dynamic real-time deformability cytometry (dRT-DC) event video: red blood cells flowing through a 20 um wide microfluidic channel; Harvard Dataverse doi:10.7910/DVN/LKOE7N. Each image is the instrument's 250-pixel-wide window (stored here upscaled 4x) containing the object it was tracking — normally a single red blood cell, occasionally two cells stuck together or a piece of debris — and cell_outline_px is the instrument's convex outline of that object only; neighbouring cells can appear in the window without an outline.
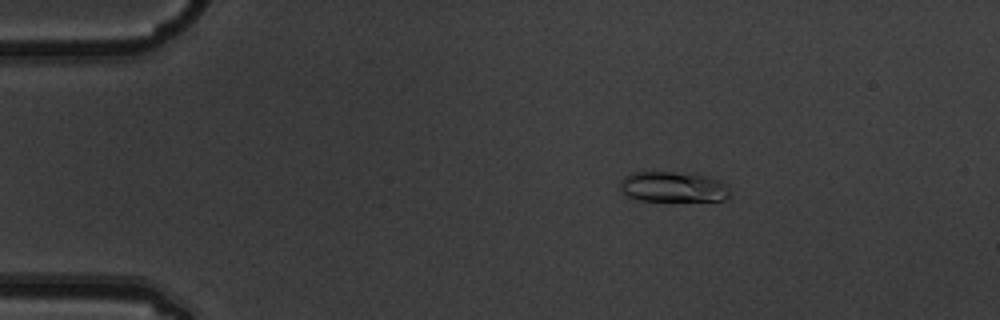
{"species": "common noctule bat (a hibernating species)", "species_latin": "Nyctalus noctula", "temperature_condition": "warm", "stored_images_in_passage": 5, "camera_frame_rate_fps": 3000, "um_per_image_px": 0.085, "animal": {"sex": "male", "body_mass_g": 19.5, "forearm_length_mm": 54.6}, "frame": {"image": 1, "passage_image": 3, "time_ms": 0.667, "image_size_px": [1000, 320], "cell_outline_px": [[728, 196], [724, 200], [632, 200], [624, 196], [620, 192], [620, 180], [624, 176], [632, 172], [676, 172], [708, 176], [720, 180], [728, 184]], "centroid_in_image_um": [57.14, 15.88], "position_along_channel_um": 27.9, "area_um2": 19.65}}